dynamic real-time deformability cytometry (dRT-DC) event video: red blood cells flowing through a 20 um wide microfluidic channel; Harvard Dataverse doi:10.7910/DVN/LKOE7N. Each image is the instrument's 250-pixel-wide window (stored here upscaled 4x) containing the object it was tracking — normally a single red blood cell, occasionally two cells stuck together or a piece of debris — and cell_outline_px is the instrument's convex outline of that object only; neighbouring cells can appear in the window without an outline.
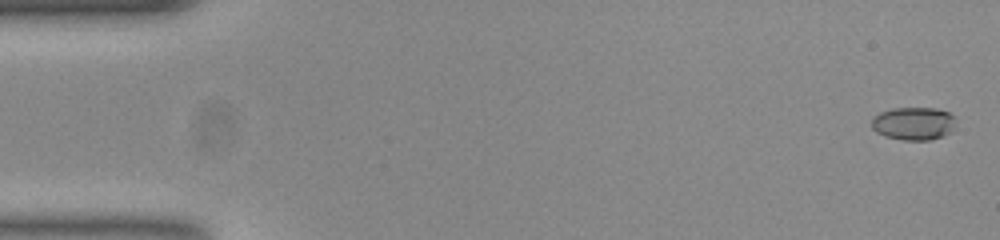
{"species": "common noctule bat (a hibernating species)", "species_latin": "Nyctalus noctula", "temperature_condition": "room temperature", "stored_images_in_passage": 54, "camera_frame_rate_fps": 3000, "um_per_image_px": 0.085, "animal": {"sex": "female", "body_mass_g": 23.0, "forearm_length_mm": 53.4}, "frame": {"image": 1, "passage_image": 1, "time_ms": 0.0, "image_size_px": [1000, 240], "cell_outline_px": [[956, 124], [952, 132], [944, 136], [928, 140], [904, 140], [884, 136], [876, 132], [872, 128], [872, 116], [880, 112], [892, 108], [936, 108], [948, 112], [956, 116]], "centroid_in_image_um": [77.68, 10.49], "position_along_channel_um": 7.3, "area_um2": 16.53}}
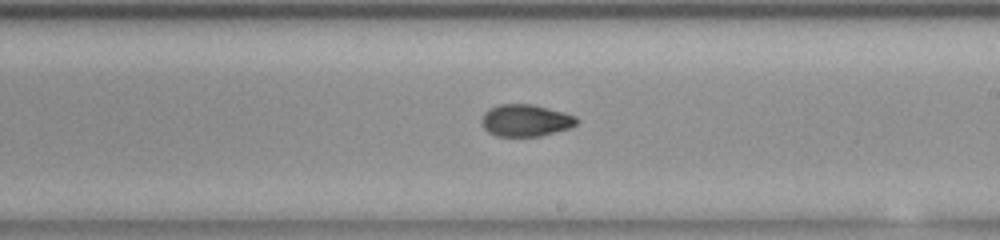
{"frame": {"image": 2, "passage_image": 31, "time_ms": 10.0, "image_size_px": [1000, 240], "cell_outline_px": [[580, 120], [576, 124], [568, 128], [540, 136], [496, 136], [488, 132], [484, 128], [480, 120], [484, 112], [488, 108], [500, 104], [532, 104], [564, 112], [576, 116]], "centroid_in_image_um": [44.65, 10.23], "position_along_channel_um": 244.3, "area_um2": 17.8}}
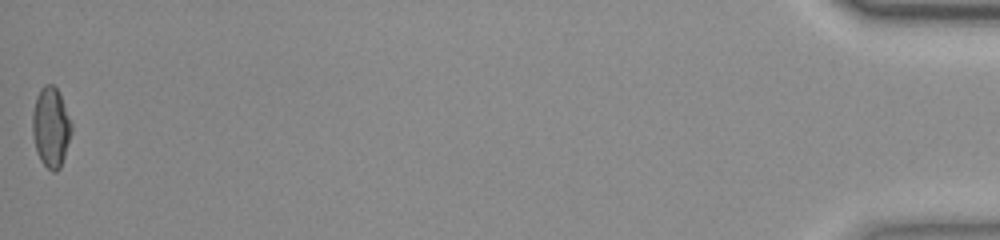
{"frame": {"image": 3, "passage_image": 54, "time_ms": 17.667, "image_size_px": [1000, 240], "cell_outline_px": [[72, 132], [60, 168], [56, 172], [52, 172], [40, 160], [36, 152], [32, 132], [32, 112], [36, 96], [40, 88], [44, 84], [52, 84], [56, 88], [60, 96], [72, 124]], "centroid_in_image_um": [4.3, 10.82], "position_along_channel_um": 430.9, "area_um2": 18.21}, "authors_computed_cell_mechanics": {"area_um2": 17.8313, "velocity_mm_per_s": 3.7767, "shape_relaxation_time_tau1_ms": 9.6058, "shape_relaxation_time_tau2_ms": 2.1605, "deformation_change_tau1": 0.2295, "deformation_change_tau2": 0.0565}}